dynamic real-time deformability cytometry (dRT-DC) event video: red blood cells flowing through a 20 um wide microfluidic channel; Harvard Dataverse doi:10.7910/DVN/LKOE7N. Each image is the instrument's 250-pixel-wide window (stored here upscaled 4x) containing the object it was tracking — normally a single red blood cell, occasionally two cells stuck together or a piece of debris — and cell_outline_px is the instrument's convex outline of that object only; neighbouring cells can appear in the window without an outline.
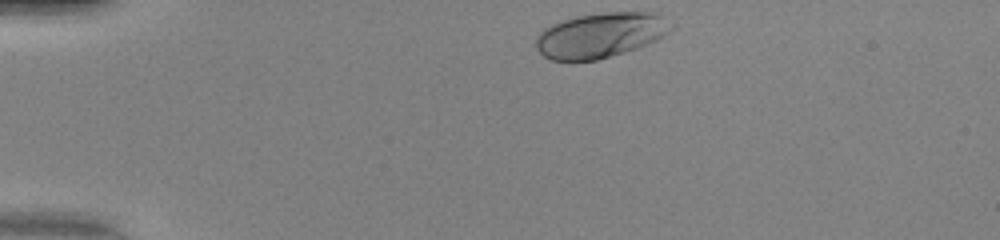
{"species": "human", "species_latin": "Homo sapiens", "temperature_condition": "warm", "stored_images_in_passage": 33, "camera_frame_rate_fps": 3000, "um_per_image_px": 0.085, "donor": {"sex": "female"}, "frame": {"image": 1, "passage_image": 1, "time_ms": 0.0, "image_size_px": [1000, 240], "cell_outline_px": [[676, 28], [656, 40], [636, 48], [624, 52], [596, 60], [552, 60], [544, 56], [536, 48], [536, 36], [544, 28], [552, 24], [576, 16], [604, 12], [660, 12], [676, 24]], "centroid_in_image_um": [51.12, 2.96], "position_along_channel_um": 33.9, "area_um2": 35.78}}
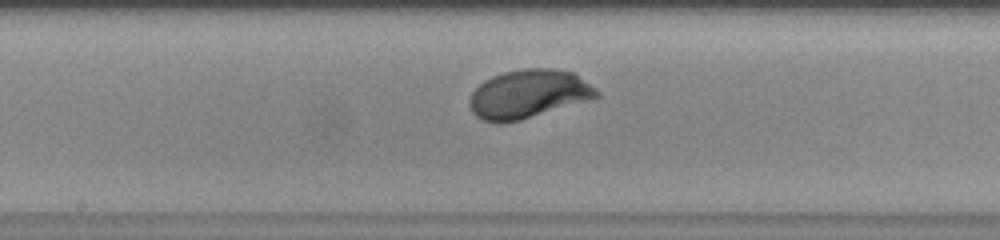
{"frame": {"image": 2, "passage_image": 18, "time_ms": 5.667, "image_size_px": [1000, 240], "cell_outline_px": [[600, 96], [596, 100], [520, 120], [500, 124], [496, 124], [484, 120], [476, 116], [472, 112], [468, 100], [472, 92], [484, 80], [492, 76], [504, 72], [524, 68], [552, 68], [576, 72], [596, 88], [600, 92]], "centroid_in_image_um": [44.99, 8.0], "position_along_channel_um": 203.2, "area_um2": 36.88}}
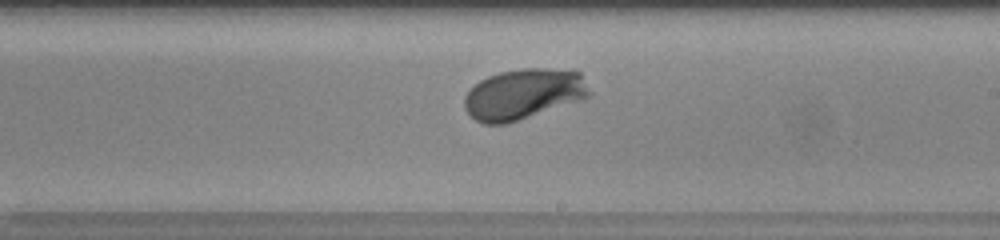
{"frame": {"image": 3, "passage_image": 21, "time_ms": 6.667, "image_size_px": [1000, 240], "cell_outline_px": [[592, 96], [508, 124], [484, 124], [476, 120], [464, 108], [464, 96], [480, 80], [488, 76], [500, 72], [524, 68], [548, 68], [580, 72], [592, 92]], "centroid_in_image_um": [44.52, 8.0], "position_along_channel_um": 244.5, "area_um2": 36.88}, "authors_computed_cell_mechanics": {"area_um2": 35.0846, "velocity_mm_per_s": 4.1567, "shape_relaxation_time_tau1_ms": 1.8127, "shape_relaxation_time_tau2_ms": null, "deformation_change_tau1": 0.1645, "deformation_change_tau2": null}}